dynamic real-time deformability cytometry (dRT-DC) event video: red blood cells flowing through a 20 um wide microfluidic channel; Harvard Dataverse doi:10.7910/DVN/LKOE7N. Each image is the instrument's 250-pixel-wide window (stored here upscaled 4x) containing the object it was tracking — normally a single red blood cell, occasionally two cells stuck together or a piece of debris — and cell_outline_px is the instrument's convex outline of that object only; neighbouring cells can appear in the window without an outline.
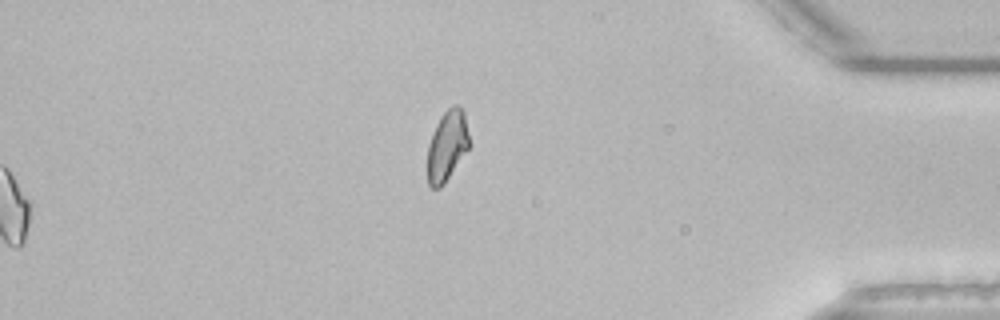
{"species": "common noctule bat (a hibernating species)", "species_latin": "Nyctalus noctula", "temperature_condition": "room temperature", "stored_images_in_passage": 53, "segment_of_instrument_passage": [2, 2], "camera_frame_rate_fps": 3000, "um_per_image_px": 0.085, "animal": {"sex": "male", "body_mass_g": 21.5, "forearm_length_mm": 52.0}, "frame": {"image": 1, "passage_image": 53, "time_ms": 17.333, "image_size_px": [1000, 320], "cell_outline_px": [[468, 148], [444, 184], [440, 188], [432, 188], [428, 184], [428, 144], [432, 132], [440, 116], [452, 104], [456, 104], [464, 108], [468, 132]], "centroid_in_image_um": [37.99, 12.34], "position_along_channel_um": 397.2, "area_um2": 17.11}}